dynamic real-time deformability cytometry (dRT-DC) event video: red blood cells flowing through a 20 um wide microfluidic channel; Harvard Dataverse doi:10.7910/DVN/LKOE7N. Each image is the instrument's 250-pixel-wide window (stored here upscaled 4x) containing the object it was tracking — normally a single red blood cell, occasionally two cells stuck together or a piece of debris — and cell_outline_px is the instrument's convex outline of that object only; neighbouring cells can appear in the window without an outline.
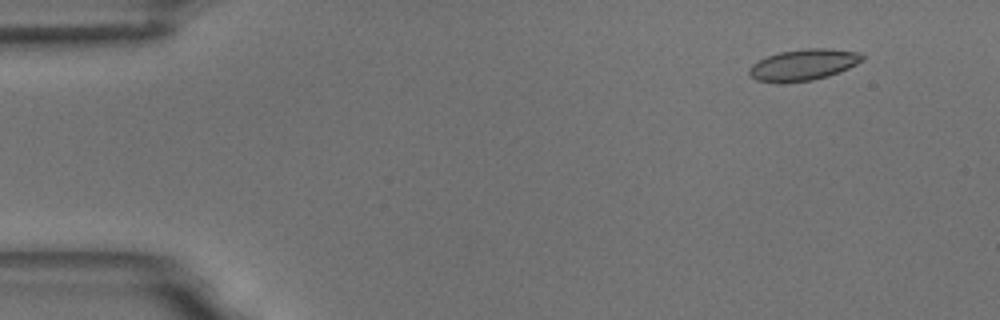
{"species": "common noctule bat (a hibernating species)", "species_latin": "Nyctalus noctula", "temperature_condition": "room temperature", "stored_images_in_passage": 4, "camera_frame_rate_fps": 3000, "um_per_image_px": 0.085, "animal": {"sex": "male", "body_mass_g": 18.8}, "frame": {"image": 1, "passage_image": 1, "time_ms": 0.0, "image_size_px": [1000, 320], "cell_outline_px": [[864, 60], [840, 72], [828, 76], [812, 80], [780, 84], [776, 84], [756, 80], [748, 72], [748, 68], [752, 64], [768, 56], [780, 52], [808, 48], [828, 48], [860, 52], [864, 56]], "centroid_in_image_um": [68.29, 5.52], "position_along_channel_um": 16.7, "area_um2": 20.81}}
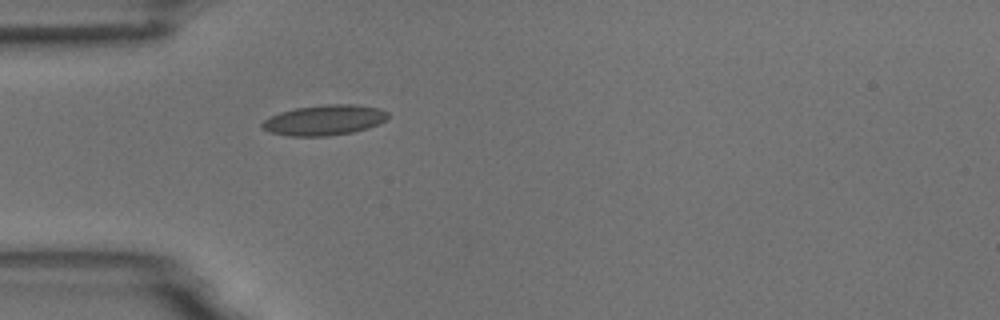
{"frame": {"image": 2, "passage_image": 4, "time_ms": 3.667, "image_size_px": [1000, 320], "cell_outline_px": [[388, 120], [380, 124], [368, 128], [352, 132], [328, 136], [288, 136], [272, 132], [260, 128], [260, 124], [264, 120], [280, 112], [296, 108], [324, 104], [356, 104], [380, 108], [388, 112]], "centroid_in_image_um": [27.61, 10.2], "position_along_channel_um": 57.4, "area_um2": 22.43}}